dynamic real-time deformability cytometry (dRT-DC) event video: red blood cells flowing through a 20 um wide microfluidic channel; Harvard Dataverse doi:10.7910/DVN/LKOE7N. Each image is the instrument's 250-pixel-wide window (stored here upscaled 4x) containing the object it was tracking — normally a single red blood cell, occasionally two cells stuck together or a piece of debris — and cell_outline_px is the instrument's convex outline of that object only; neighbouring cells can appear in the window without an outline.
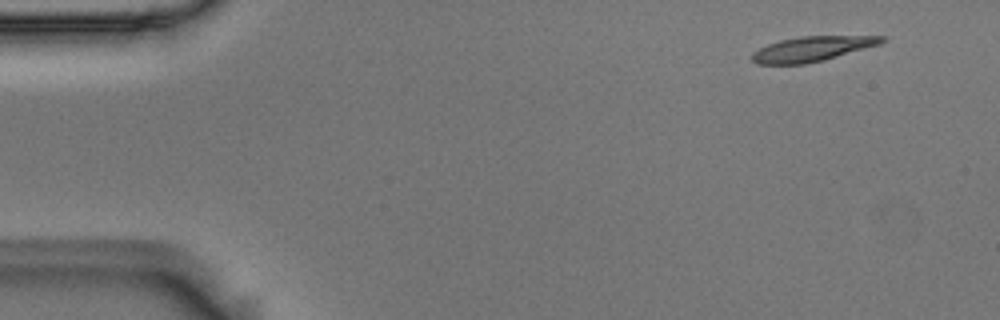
{"species": "Egyptian fruit bat (a non-hibernating species)", "species_latin": "Rousettus aegyptiacus", "temperature_condition": "room temperature", "stored_images_in_passage": 4, "camera_frame_rate_fps": 3000, "um_per_image_px": 0.085, "animal": {"sex": "male"}, "frame": {"image": 1, "passage_image": 1, "time_ms": 0.0, "image_size_px": [1000, 320], "cell_outline_px": [[888, 36], [880, 44], [824, 60], [804, 64], [756, 64], [752, 60], [752, 52], [768, 44], [780, 40], [800, 36]], "centroid_in_image_um": [69.01, 4.15], "position_along_channel_um": 16.0, "area_um2": 18.73}}